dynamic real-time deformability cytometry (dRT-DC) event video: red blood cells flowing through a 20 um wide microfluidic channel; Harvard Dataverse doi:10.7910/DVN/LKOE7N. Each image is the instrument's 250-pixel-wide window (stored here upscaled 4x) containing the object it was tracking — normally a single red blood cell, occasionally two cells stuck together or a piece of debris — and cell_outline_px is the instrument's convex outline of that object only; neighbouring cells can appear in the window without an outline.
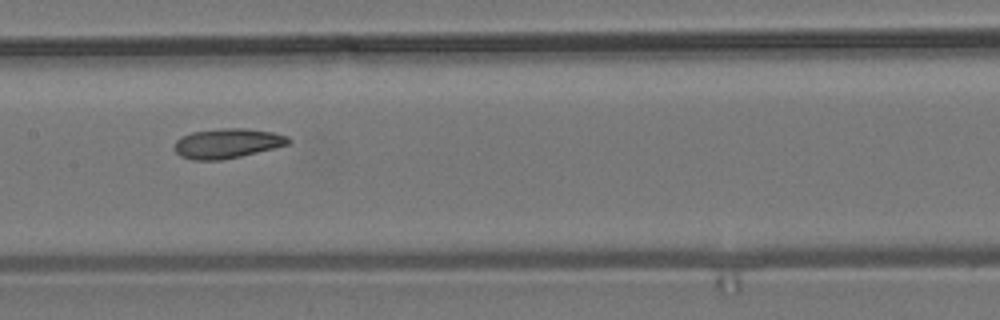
{"species": "common noctule bat (a hibernating species)", "species_latin": "Nyctalus noctula", "temperature_condition": "room temperature", "stored_images_in_passage": 9, "camera_frame_rate_fps": 3000, "um_per_image_px": 0.085, "animal": {"sex": "male", "body_mass_g": 19.2, "forearm_length_mm": 51.8}, "frame": {"image": 1, "passage_image": 6, "time_ms": 1.667, "image_size_px": [1000, 320], "cell_outline_px": [[292, 140], [288, 144], [240, 156], [220, 160], [192, 160], [180, 156], [172, 148], [176, 140], [180, 136], [192, 132], [224, 128], [244, 128], [272, 132], [288, 136]], "centroid_in_image_um": [19.26, 12.18], "position_along_channel_um": 188.1, "area_um2": 19.71}}
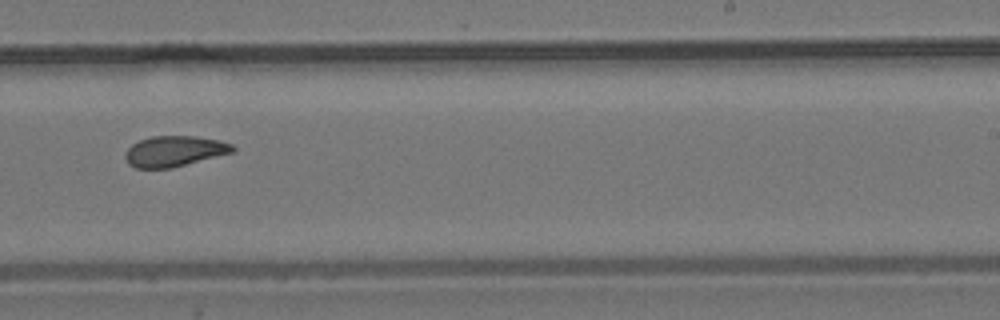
{"frame": {"image": 2, "passage_image": 8, "time_ms": 2.333, "image_size_px": [1000, 320], "cell_outline_px": [[236, 152], [172, 168], [136, 168], [128, 164], [124, 156], [124, 152], [132, 144], [140, 140], [152, 136], [192, 136], [220, 140], [232, 144], [236, 148]], "centroid_in_image_um": [14.84, 12.86], "position_along_channel_um": 274.2, "area_um2": 19.42}}
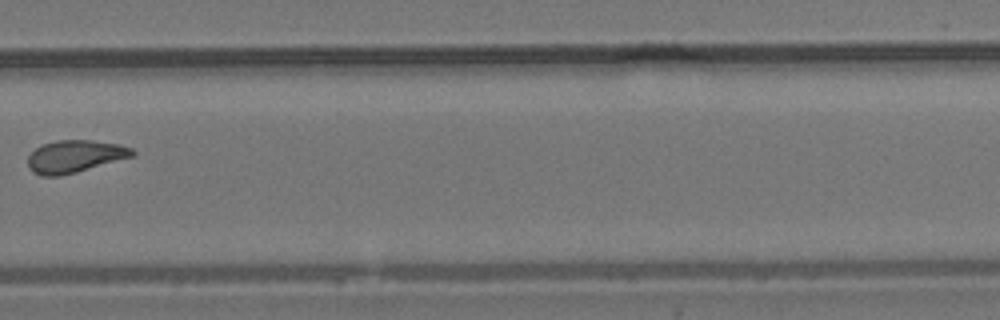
{"frame": {"image": 3, "passage_image": 9, "time_ms": 2.667, "image_size_px": [1000, 320], "cell_outline_px": [[136, 152], [132, 156], [76, 172], [60, 176], [44, 176], [32, 172], [28, 168], [28, 156], [36, 148], [44, 144], [56, 140], [92, 140], [120, 144], [132, 148]], "centroid_in_image_um": [6.34, 13.29], "position_along_channel_um": 323.5, "area_um2": 19.59}}